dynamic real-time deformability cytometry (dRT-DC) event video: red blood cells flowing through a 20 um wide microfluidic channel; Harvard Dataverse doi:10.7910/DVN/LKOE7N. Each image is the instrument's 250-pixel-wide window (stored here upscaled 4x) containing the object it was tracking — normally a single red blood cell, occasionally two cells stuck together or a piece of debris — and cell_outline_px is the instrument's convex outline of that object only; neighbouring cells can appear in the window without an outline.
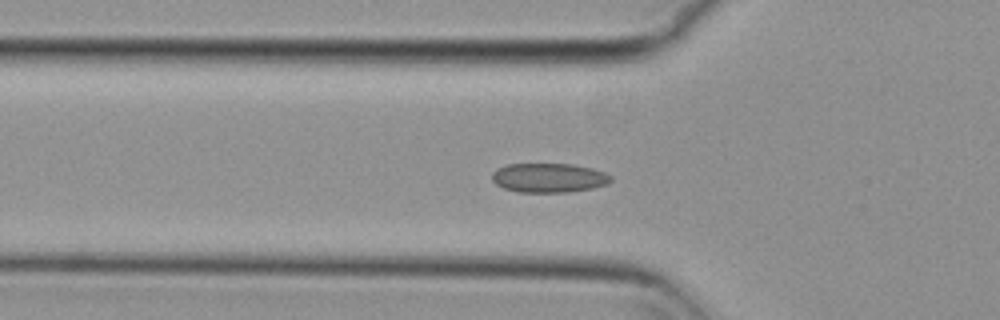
{"species": "common noctule bat (a hibernating species)", "species_latin": "Nyctalus noctula", "temperature_condition": "cold", "stored_images_in_passage": 15, "camera_frame_rate_fps": 3000, "um_per_image_px": 0.085, "animal": {"sex": "female", "body_mass_g": 29.2, "forearm_length_mm": 56.3}, "frame": {"image": 1, "passage_image": 5, "time_ms": 1.333, "image_size_px": [1000, 320], "cell_outline_px": [[612, 180], [608, 184], [592, 188], [568, 192], [516, 192], [504, 188], [496, 184], [492, 180], [492, 172], [496, 168], [508, 164], [572, 164], [592, 168], [604, 172], [612, 176]], "centroid_in_image_um": [46.64, 15.11], "position_along_channel_um": 79.2, "area_um2": 20.4}}
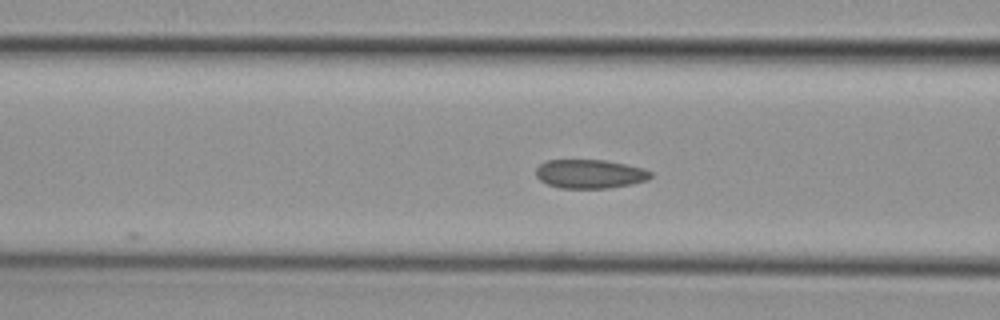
{"frame": {"image": 2, "passage_image": 8, "time_ms": 2.333, "image_size_px": [1000, 320], "cell_outline_px": [[652, 176], [648, 180], [632, 184], [608, 188], [560, 188], [548, 184], [540, 180], [536, 176], [536, 168], [540, 164], [548, 160], [604, 160], [628, 164], [644, 168], [652, 172]], "centroid_in_image_um": [50.17, 14.78], "position_along_channel_um": 116.4, "area_um2": 19.42}}
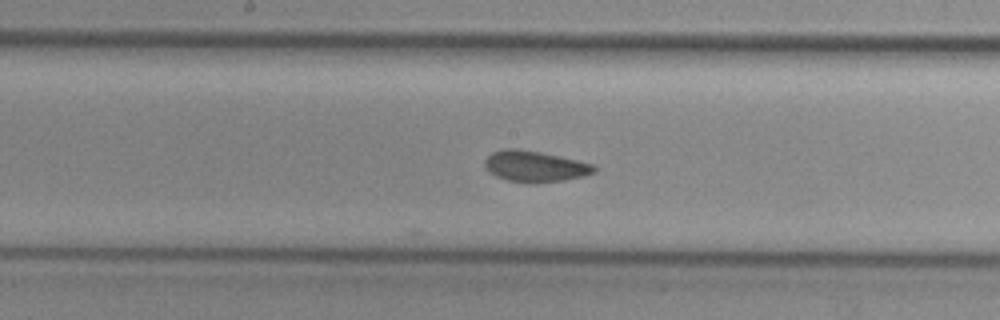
{"frame": {"image": 3, "passage_image": 15, "time_ms": 4.667, "image_size_px": [1000, 320], "cell_outline_px": [[596, 172], [584, 176], [564, 180], [532, 184], [508, 180], [496, 176], [484, 164], [484, 160], [492, 152], [504, 148], [516, 148], [540, 152], [560, 156], [592, 164], [596, 168]], "centroid_in_image_um": [45.48, 14.14], "position_along_channel_um": 202.7, "area_um2": 19.71}}